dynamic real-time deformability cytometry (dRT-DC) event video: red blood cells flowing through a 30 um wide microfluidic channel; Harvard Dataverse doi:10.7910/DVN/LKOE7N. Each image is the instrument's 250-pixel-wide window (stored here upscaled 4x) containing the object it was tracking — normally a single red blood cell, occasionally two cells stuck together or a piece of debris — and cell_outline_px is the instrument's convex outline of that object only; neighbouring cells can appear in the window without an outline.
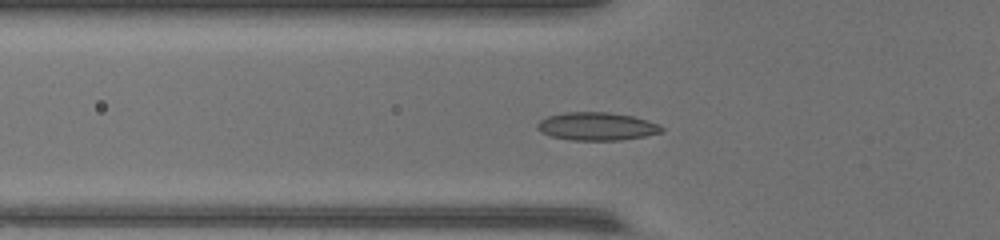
{"species": "common noctule bat (a hibernating species)", "species_latin": "Nyctalus noctula", "temperature_condition": "warm", "stored_images_in_passage": 51, "camera_frame_rate_fps": 3000, "um_per_image_px": 0.085, "animal": {"sex": "female", "body_mass_g": 17.0, "forearm_length_mm": 48.0}, "frame": {"image": 1, "passage_image": 15, "time_ms": 4.667, "image_size_px": [1000, 240], "cell_outline_px": [[664, 132], [644, 136], [620, 140], [572, 140], [552, 136], [540, 132], [536, 128], [536, 124], [540, 120], [548, 116], [564, 112], [608, 112], [632, 116], [660, 124], [664, 128]], "centroid_in_image_um": [50.73, 10.74], "position_along_channel_um": 75.1, "area_um2": 20.35}}
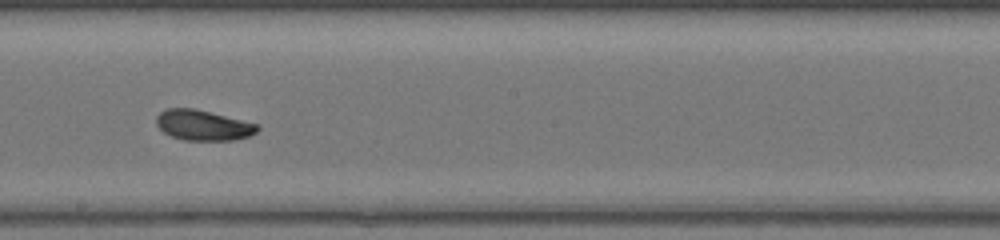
{"frame": {"image": 2, "passage_image": 27, "time_ms": 8.667, "image_size_px": [1000, 240], "cell_outline_px": [[260, 128], [256, 132], [248, 136], [232, 140], [184, 140], [172, 136], [164, 132], [156, 124], [156, 116], [160, 112], [168, 108], [196, 108], [260, 124]], "centroid_in_image_um": [17.28, 10.63], "position_along_channel_um": 230.9, "area_um2": 17.98}}
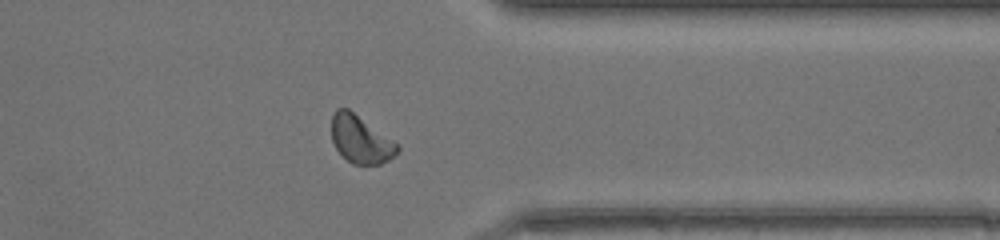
{"frame": {"image": 3, "passage_image": 39, "time_ms": 12.667, "image_size_px": [1000, 240], "cell_outline_px": [[400, 148], [388, 160], [380, 164], [352, 164], [336, 148], [332, 140], [332, 116], [336, 108], [348, 108], [400, 144]], "centroid_in_image_um": [30.66, 11.83], "position_along_channel_um": 380.7, "area_um2": 18.15}}